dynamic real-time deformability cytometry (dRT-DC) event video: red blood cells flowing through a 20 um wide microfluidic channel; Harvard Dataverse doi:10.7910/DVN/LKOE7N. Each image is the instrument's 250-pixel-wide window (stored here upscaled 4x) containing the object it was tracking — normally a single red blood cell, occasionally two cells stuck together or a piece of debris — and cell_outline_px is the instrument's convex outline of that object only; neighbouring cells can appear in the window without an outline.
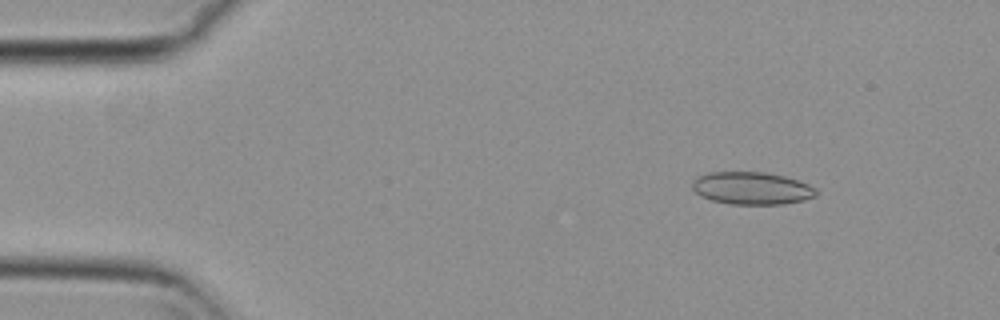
{"species": "common noctule bat (a hibernating species)", "species_latin": "Nyctalus noctula", "temperature_condition": "cold", "stored_images_in_passage": 55, "camera_frame_rate_fps": 3000, "um_per_image_px": 0.085, "animal": {"sex": "female", "body_mass_g": 29.2, "forearm_length_mm": 56.3}, "frame": {"image": 1, "passage_image": 7, "time_ms": 2.0, "image_size_px": [1000, 320], "cell_outline_px": [[816, 196], [804, 200], [784, 204], [728, 204], [712, 200], [700, 196], [692, 188], [692, 180], [696, 176], [708, 172], [764, 172], [784, 176], [800, 180], [816, 188]], "centroid_in_image_um": [63.88, 15.99], "position_along_channel_um": 21.1, "area_um2": 23.7}}
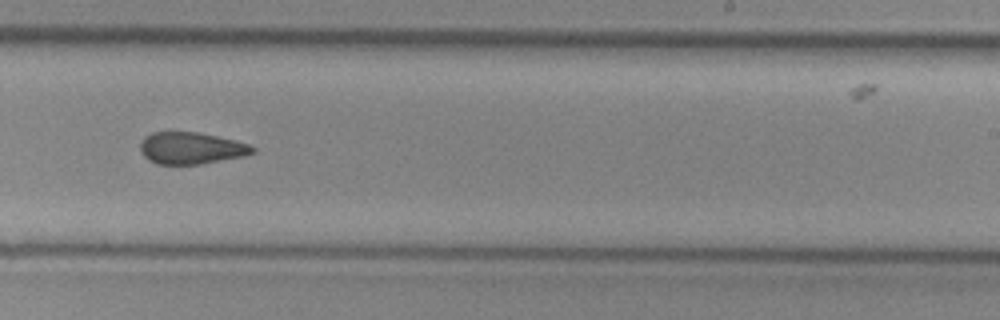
{"frame": {"image": 2, "passage_image": 34, "time_ms": 11.0, "image_size_px": [1000, 320], "cell_outline_px": [[256, 152], [244, 156], [200, 164], [156, 164], [148, 160], [144, 156], [140, 148], [140, 144], [144, 136], [152, 132], [196, 132], [236, 140], [252, 144], [256, 148]], "centroid_in_image_um": [16.27, 12.59], "position_along_channel_um": 272.7, "area_um2": 20.98}}
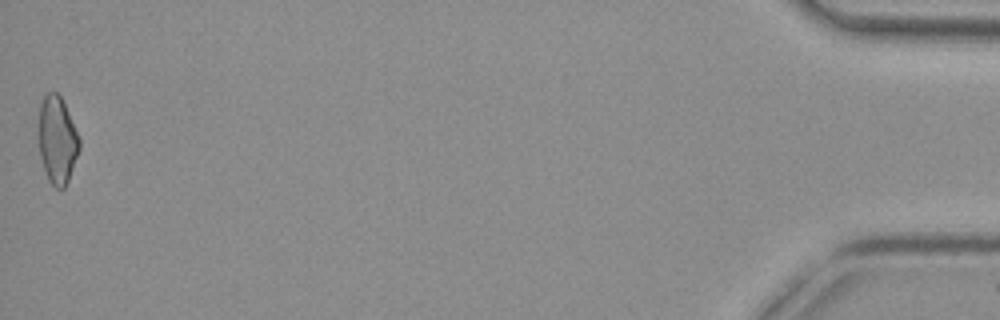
{"frame": {"image": 3, "passage_image": 55, "time_ms": 18.0, "image_size_px": [1000, 320], "cell_outline_px": [[80, 148], [68, 180], [64, 188], [56, 188], [48, 180], [40, 156], [40, 104], [44, 96], [48, 92], [56, 92], [60, 96], [68, 112], [80, 140]], "centroid_in_image_um": [4.88, 11.91], "position_along_channel_um": 430.3, "area_um2": 20.17}, "authors_computed_cell_mechanics": {"area_um2": 22.0796, "velocity_mm_per_s": 3.7273, "shape_relaxation_time_tau1_ms": null, "shape_relaxation_time_tau2_ms": 2.7495, "deformation_change_tau1": null, "deformation_change_tau2": 0.097}}